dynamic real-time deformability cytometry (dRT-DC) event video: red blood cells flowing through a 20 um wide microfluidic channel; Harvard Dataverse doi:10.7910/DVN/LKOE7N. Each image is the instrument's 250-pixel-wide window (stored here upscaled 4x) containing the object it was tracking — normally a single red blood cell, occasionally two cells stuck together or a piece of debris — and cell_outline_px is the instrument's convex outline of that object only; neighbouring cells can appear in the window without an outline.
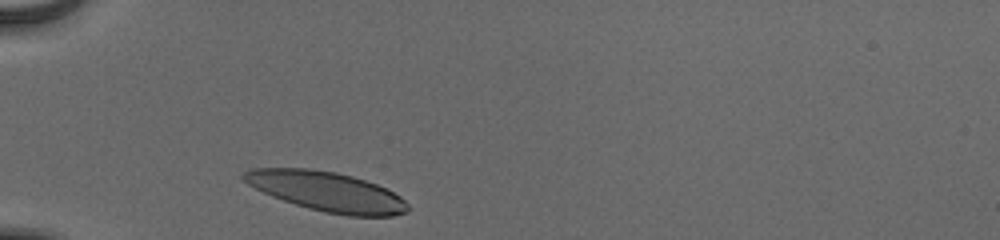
{"species": "human", "species_latin": "Homo sapiens", "temperature_condition": "cold", "stored_images_in_passage": 29, "camera_frame_rate_fps": 3000, "um_per_image_px": 0.085, "donor": {"sex": "male"}, "frame": {"image": 1, "passage_image": 1, "time_ms": 0.0, "image_size_px": [1000, 240], "cell_outline_px": [[408, 208], [404, 212], [392, 216], [348, 216], [324, 212], [308, 208], [272, 196], [248, 184], [240, 176], [244, 172], [252, 168], [308, 168], [336, 172], [352, 176], [376, 184], [400, 196], [408, 204]], "centroid_in_image_um": [27.75, 16.27], "position_along_channel_um": 57.2, "area_um2": 37.51}}
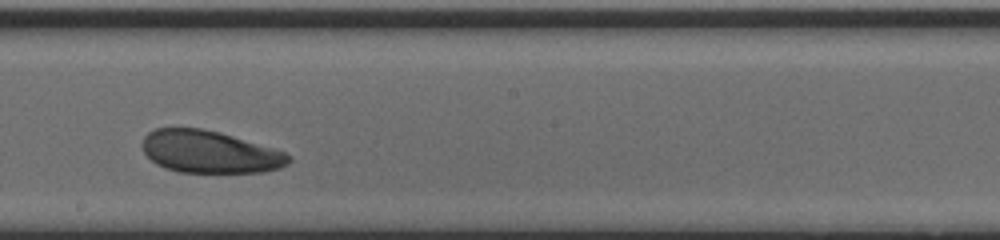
{"frame": {"image": 2, "passage_image": 16, "time_ms": 5.0, "image_size_px": [1000, 240], "cell_outline_px": [[292, 160], [288, 164], [280, 168], [260, 172], [180, 172], [164, 168], [156, 164], [144, 152], [144, 136], [148, 132], [156, 128], [200, 128], [220, 132], [284, 152]], "centroid_in_image_um": [17.8, 12.91], "position_along_channel_um": 230.4, "area_um2": 35.66}}
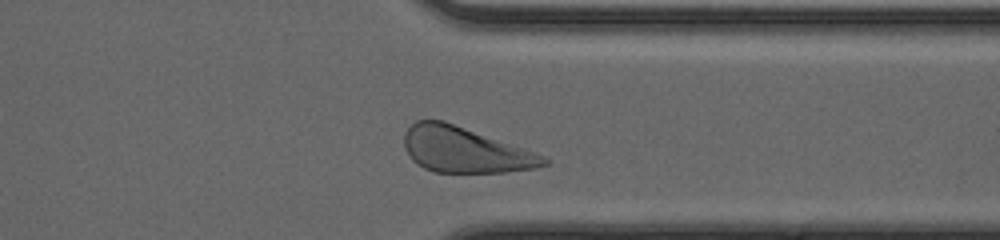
{"frame": {"image": 3, "passage_image": 27, "time_ms": 8.667, "image_size_px": [1000, 240], "cell_outline_px": [[548, 164], [536, 168], [504, 172], [432, 172], [416, 164], [408, 156], [404, 148], [404, 132], [416, 120], [444, 120], [544, 156], [548, 160]], "centroid_in_image_um": [39.44, 12.74], "position_along_channel_um": 372.0, "area_um2": 36.76}, "authors_computed_cell_mechanics": {"area_um2": 37.1076, "velocity_mm_per_s": 3.8341, "shape_relaxation_time_tau1_ms": 2.4723, "shape_relaxation_time_tau2_ms": 3.7229, "deformation_change_tau1": 0.1043, "deformation_change_tau2": 0.1209}}